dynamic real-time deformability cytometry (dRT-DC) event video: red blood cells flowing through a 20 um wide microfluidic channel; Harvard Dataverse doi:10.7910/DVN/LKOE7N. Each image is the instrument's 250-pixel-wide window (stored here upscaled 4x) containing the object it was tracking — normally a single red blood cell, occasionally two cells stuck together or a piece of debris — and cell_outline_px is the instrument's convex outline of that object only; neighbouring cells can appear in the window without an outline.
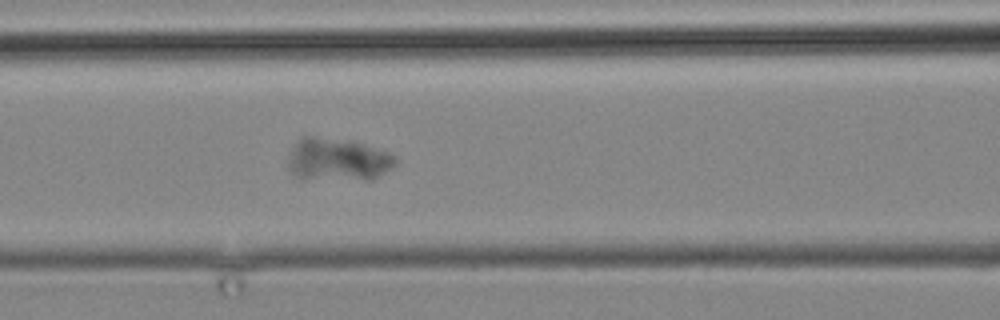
{"species": "common noctule bat (a hibernating species)", "species_latin": "Nyctalus noctula", "temperature_condition": "cold", "stored_images_in_passage": 6, "camera_frame_rate_fps": 3000, "um_per_image_px": 0.085, "animal": {"sex": "male", "body_mass_g": 19.2, "forearm_length_mm": 51.8}, "frame": {"image": 1, "passage_image": 6, "time_ms": 5.667, "image_size_px": [1000, 320], "cell_outline_px": [[396, 164], [392, 168], [372, 180], [364, 180], [296, 176], [288, 168], [288, 160], [296, 140], [300, 136], [316, 136], [352, 140], [388, 152], [396, 156]], "centroid_in_image_um": [28.74, 13.52], "position_along_channel_um": 137.9, "area_um2": 26.59}}